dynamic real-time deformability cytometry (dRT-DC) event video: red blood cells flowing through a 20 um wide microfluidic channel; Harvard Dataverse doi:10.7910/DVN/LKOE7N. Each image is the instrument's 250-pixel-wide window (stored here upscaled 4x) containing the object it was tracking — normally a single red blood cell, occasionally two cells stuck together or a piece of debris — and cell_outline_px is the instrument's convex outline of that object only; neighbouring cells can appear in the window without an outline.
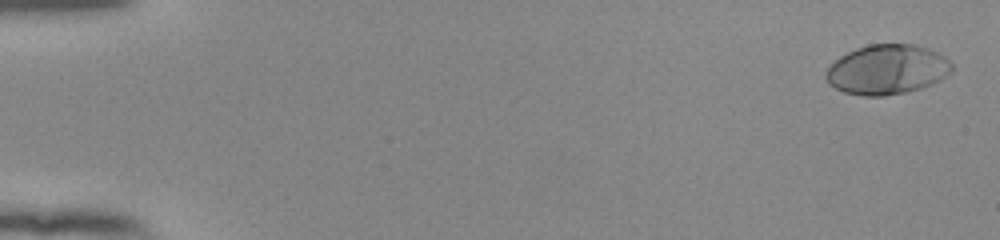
{"species": "human", "species_latin": "Homo sapiens", "temperature_condition": "room temperature", "stored_images_in_passage": 55, "camera_frame_rate_fps": 3000, "um_per_image_px": 0.085, "donor": {"sex": "female"}, "frame": {"image": 1, "passage_image": 2, "time_ms": 0.333, "image_size_px": [1000, 240], "cell_outline_px": [[952, 72], [940, 80], [932, 84], [920, 88], [904, 92], [884, 96], [864, 96], [844, 92], [828, 84], [824, 76], [824, 72], [840, 56], [856, 48], [868, 44], [912, 44], [928, 48], [944, 56], [952, 64]], "centroid_in_image_um": [75.39, 5.91], "position_along_channel_um": 9.6, "area_um2": 36.53}}
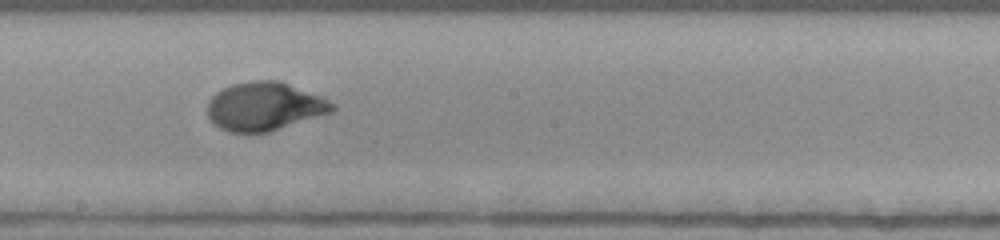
{"frame": {"image": 2, "passage_image": 32, "time_ms": 10.333, "image_size_px": [1000, 240], "cell_outline_px": [[336, 108], [332, 112], [268, 132], [228, 132], [212, 124], [208, 116], [208, 100], [216, 92], [232, 84], [252, 80], [280, 80], [320, 96], [336, 104]], "centroid_in_image_um": [22.47, 9.04], "position_along_channel_um": 225.7, "area_um2": 35.26}}
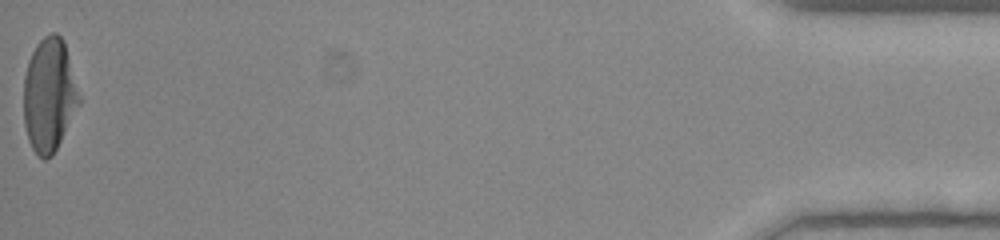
{"frame": {"image": 3, "passage_image": 55, "time_ms": 18.0, "image_size_px": [1000, 240], "cell_outline_px": [[80, 104], [52, 156], [44, 160], [36, 156], [28, 140], [24, 124], [24, 76], [28, 60], [36, 44], [44, 36], [52, 32], [56, 32], [64, 40], [80, 96]], "centroid_in_image_um": [4.17, 8.08], "position_along_channel_um": 431.0, "area_um2": 36.82}, "authors_computed_cell_mechanics": {"area_um2": 35.258, "velocity_mm_per_s": 3.8491, "shape_relaxation_time_tau1_ms": 3.6822, "shape_relaxation_time_tau2_ms": null, "deformation_change_tau1": 0.2127, "deformation_change_tau2": null}}